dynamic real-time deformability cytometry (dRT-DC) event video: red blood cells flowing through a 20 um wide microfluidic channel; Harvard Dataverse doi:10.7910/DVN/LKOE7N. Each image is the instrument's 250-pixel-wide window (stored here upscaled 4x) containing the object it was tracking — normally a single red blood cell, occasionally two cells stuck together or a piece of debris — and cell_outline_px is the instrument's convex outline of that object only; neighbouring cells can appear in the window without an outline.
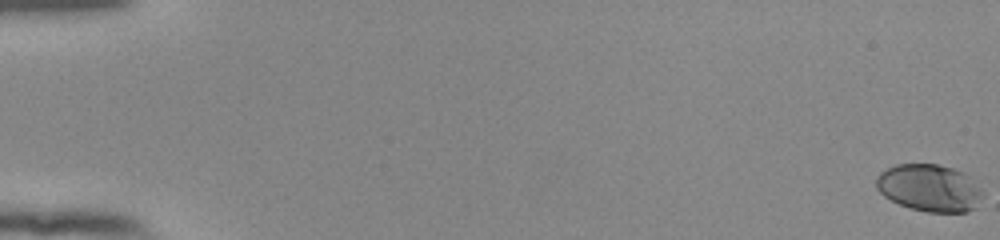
{"species": "human", "species_latin": "Homo sapiens", "temperature_condition": "room temperature", "stored_images_in_passage": 56, "camera_frame_rate_fps": 3000, "um_per_image_px": 0.085, "donor": {"sex": "female"}, "frame": {"image": 1, "passage_image": 1, "time_ms": 0.0, "image_size_px": [1000, 240], "cell_outline_px": [[984, 196], [976, 208], [968, 212], [928, 212], [912, 208], [900, 204], [884, 196], [876, 188], [876, 176], [880, 172], [896, 164], [936, 164], [952, 168], [964, 172], [984, 192]], "centroid_in_image_um": [79.02, 15.97], "position_along_channel_um": 6.0, "area_um2": 29.36}}
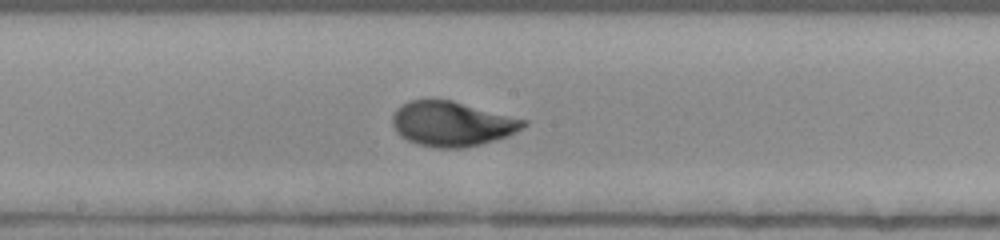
{"frame": {"image": 2, "passage_image": 32, "time_ms": 10.333, "image_size_px": [1000, 240], "cell_outline_px": [[528, 124], [516, 132], [508, 136], [480, 144], [464, 148], [436, 148], [416, 144], [400, 136], [396, 132], [392, 124], [392, 116], [396, 108], [408, 100], [452, 100], [528, 120]], "centroid_in_image_um": [38.41, 10.53], "position_along_channel_um": 209.8, "area_um2": 34.39}}
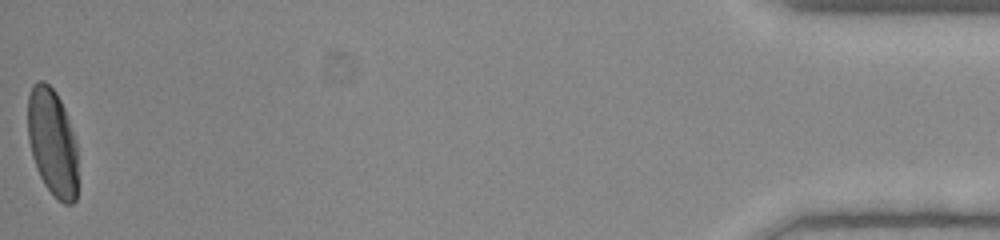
{"frame": {"image": 3, "passage_image": 56, "time_ms": 18.333, "image_size_px": [1000, 240], "cell_outline_px": [[76, 200], [72, 204], [64, 204], [44, 184], [36, 168], [32, 156], [28, 140], [28, 96], [32, 84], [36, 80], [44, 80], [56, 92], [64, 108], [76, 140]], "centroid_in_image_um": [4.43, 12.05], "position_along_channel_um": 430.8, "area_um2": 31.21}, "authors_computed_cell_mechanics": {"area_um2": 31.8767, "velocity_mm_per_s": 3.8696, "shape_relaxation_time_tau1_ms": 3.5621, "shape_relaxation_time_tau2_ms": null, "deformation_change_tau1": 0.1772, "deformation_change_tau2": null}}